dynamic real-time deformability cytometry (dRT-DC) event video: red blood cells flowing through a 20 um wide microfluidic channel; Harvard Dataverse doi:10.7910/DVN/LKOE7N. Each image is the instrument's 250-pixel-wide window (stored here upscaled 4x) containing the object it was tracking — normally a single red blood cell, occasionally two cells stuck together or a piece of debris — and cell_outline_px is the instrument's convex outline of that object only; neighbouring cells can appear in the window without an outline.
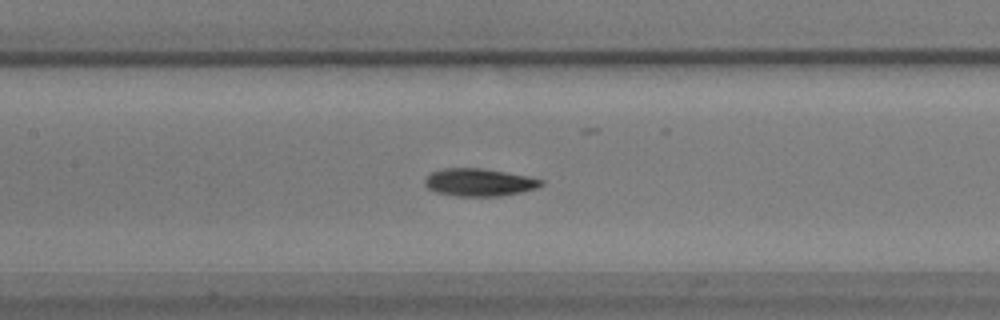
{"species": "common noctule bat (a hibernating species)", "species_latin": "Nyctalus noctula", "temperature_condition": "warm", "stored_images_in_passage": 55, "camera_frame_rate_fps": 3000, "um_per_image_px": 0.085, "animal": {"sex": "male", "body_mass_g": 17.9}, "frame": {"image": 1, "passage_image": 25, "time_ms": 8.0, "image_size_px": [1000, 320], "cell_outline_px": [[544, 184], [536, 188], [520, 192], [500, 196], [456, 196], [436, 192], [428, 188], [424, 184], [424, 180], [432, 172], [444, 168], [480, 168], [528, 176], [544, 180]], "centroid_in_image_um": [40.73, 15.5], "position_along_channel_um": 166.7, "area_um2": 18.61}}
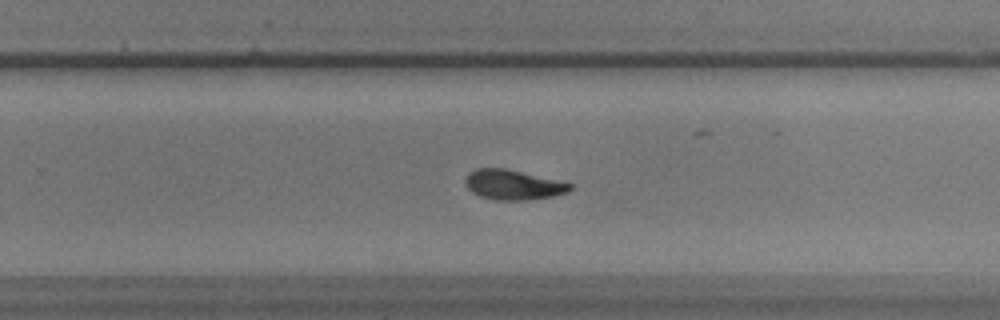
{"frame": {"image": 2, "passage_image": 35, "time_ms": 11.333, "image_size_px": [1000, 320], "cell_outline_px": [[572, 188], [568, 192], [552, 196], [528, 200], [496, 200], [480, 196], [472, 192], [468, 188], [464, 180], [468, 172], [476, 168], [504, 168], [568, 180], [572, 184]], "centroid_in_image_um": [43.68, 15.68], "position_along_channel_um": 286.1, "area_um2": 18.79}}
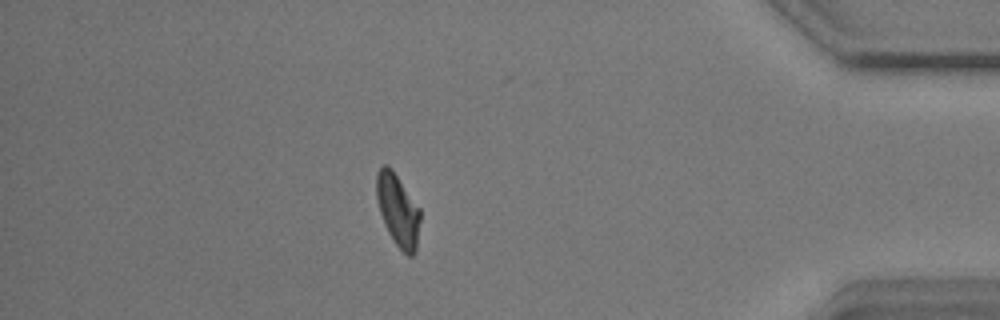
{"frame": {"image": 3, "passage_image": 48, "time_ms": 15.667, "image_size_px": [1000, 320], "cell_outline_px": [[420, 220], [416, 252], [412, 256], [408, 256], [392, 240], [384, 224], [380, 212], [376, 196], [376, 172], [384, 164], [388, 164], [392, 168], [420, 208]], "centroid_in_image_um": [33.82, 17.84], "position_along_channel_um": 401.4, "area_um2": 18.55}, "authors_computed_cell_mechanics": {"area_um2": 18.3226, "velocity_mm_per_s": 3.5937, "shape_relaxation_time_tau1_ms": 3.9114, "shape_relaxation_time_tau2_ms": 3.6135, "deformation_change_tau1": 0.149, "deformation_change_tau2": 0.0809}}